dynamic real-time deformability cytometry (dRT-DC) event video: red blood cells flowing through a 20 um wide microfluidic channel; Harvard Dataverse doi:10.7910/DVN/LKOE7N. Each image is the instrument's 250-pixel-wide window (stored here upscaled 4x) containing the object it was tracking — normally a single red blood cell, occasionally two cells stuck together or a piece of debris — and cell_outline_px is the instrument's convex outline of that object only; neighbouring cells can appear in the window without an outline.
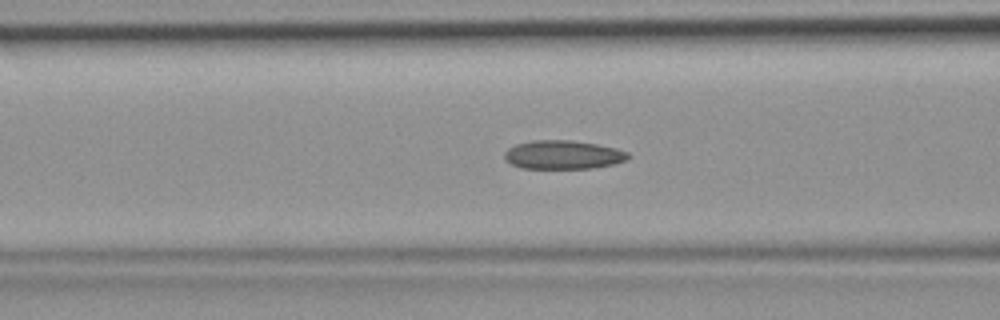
{"species": "common noctule bat (a hibernating species)", "species_latin": "Nyctalus noctula", "temperature_condition": "room temperature", "stored_images_in_passage": 47, "camera_frame_rate_fps": 3000, "um_per_image_px": 0.085, "animal": {"sex": "female", "body_mass_g": 19.9}, "frame": {"image": 1, "passage_image": 18, "time_ms": 5.667, "image_size_px": [1000, 320], "cell_outline_px": [[628, 156], [624, 160], [612, 164], [592, 168], [520, 168], [512, 164], [504, 156], [504, 152], [508, 148], [516, 144], [532, 140], [572, 140], [596, 144], [616, 148], [628, 152]], "centroid_in_image_um": [47.82, 13.14], "position_along_channel_um": 118.8, "area_um2": 20.46}}
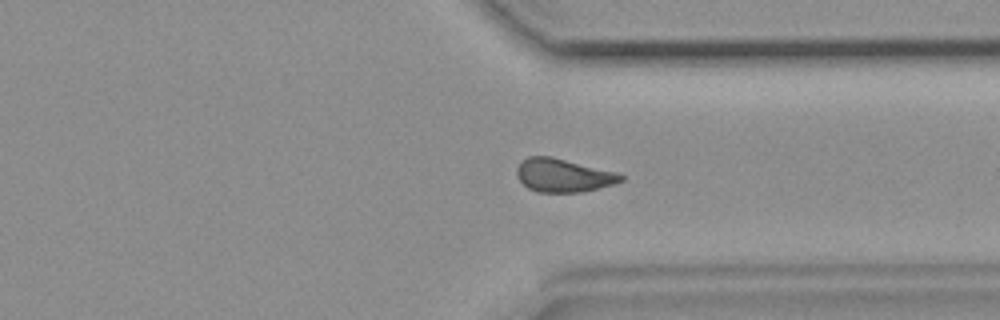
{"frame": {"image": 2, "passage_image": 35, "time_ms": 11.333, "image_size_px": [1000, 320], "cell_outline_px": [[624, 180], [616, 184], [600, 188], [580, 192], [536, 192], [528, 188], [516, 176], [516, 168], [520, 160], [528, 156], [552, 156], [616, 172], [624, 176]], "centroid_in_image_um": [47.86, 14.9], "position_along_channel_um": 363.5, "area_um2": 20.46}}
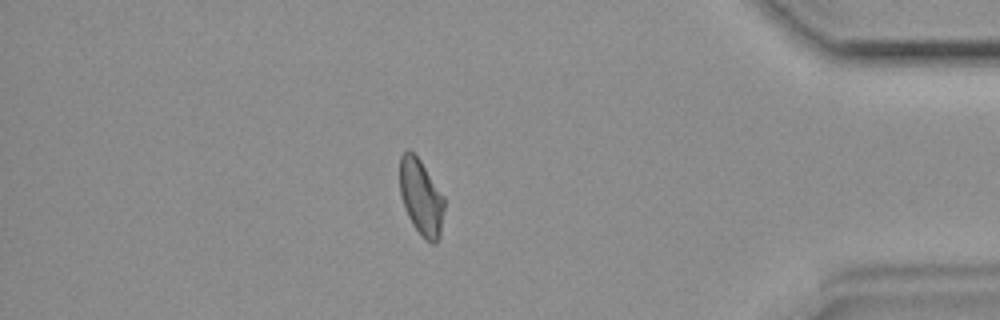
{"frame": {"image": 3, "passage_image": 40, "time_ms": 13.0, "image_size_px": [1000, 320], "cell_outline_px": [[444, 208], [440, 236], [436, 244], [432, 244], [424, 240], [420, 236], [412, 224], [404, 208], [400, 192], [400, 156], [408, 148], [420, 160], [444, 196]], "centroid_in_image_um": [35.79, 16.81], "position_along_channel_um": 399.4, "area_um2": 19.83}}